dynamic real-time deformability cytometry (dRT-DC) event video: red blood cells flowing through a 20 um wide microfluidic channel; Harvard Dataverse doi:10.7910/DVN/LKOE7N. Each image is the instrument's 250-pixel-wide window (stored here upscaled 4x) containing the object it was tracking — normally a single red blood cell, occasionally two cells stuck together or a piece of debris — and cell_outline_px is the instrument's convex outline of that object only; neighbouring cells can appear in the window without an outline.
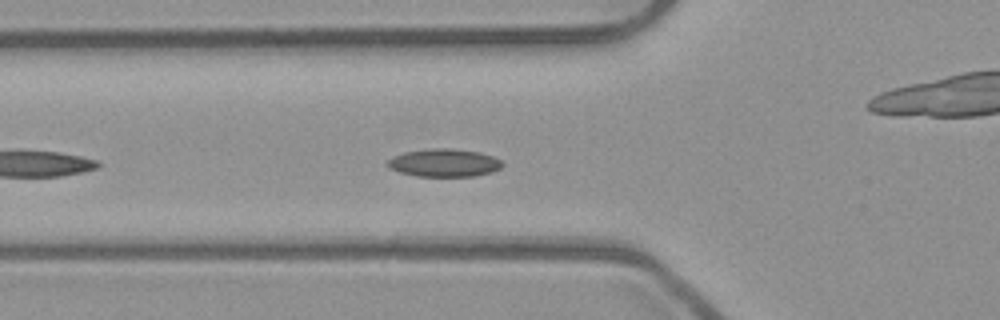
{"species": "common noctule bat (a hibernating species)", "species_latin": "Nyctalus noctula", "temperature_condition": "room temperature", "stored_images_in_passage": 41, "camera_frame_rate_fps": 3000, "um_per_image_px": 0.085, "animal": {"sex": "male", "body_mass_g": 23.1, "forearm_length_mm": 52.7}, "frame": {"image": 1, "passage_image": 6, "time_ms": 1.667, "image_size_px": [1000, 320], "cell_outline_px": [[504, 164], [500, 168], [492, 172], [476, 176], [416, 176], [400, 172], [388, 168], [384, 164], [392, 156], [404, 152], [432, 148], [448, 148], [480, 152], [492, 156], [500, 160]], "centroid_in_image_um": [37.72, 13.84], "position_along_channel_um": 88.1, "area_um2": 18.79}}
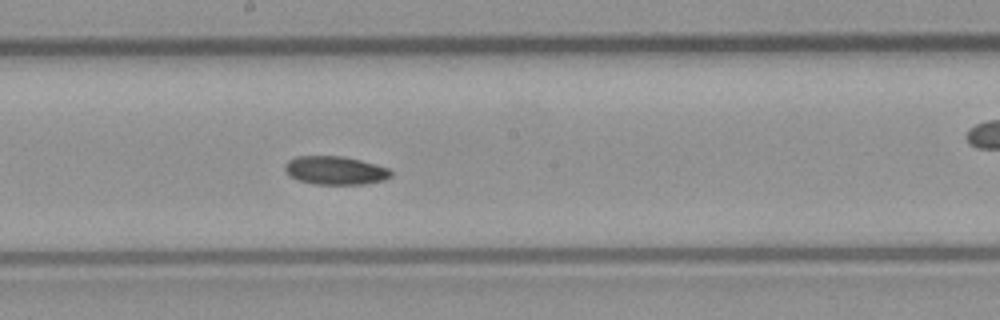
{"frame": {"image": 2, "passage_image": 16, "time_ms": 5.0, "image_size_px": [1000, 320], "cell_outline_px": [[392, 176], [384, 180], [364, 184], [316, 184], [300, 180], [288, 176], [284, 172], [284, 164], [288, 160], [296, 156], [344, 156], [376, 164], [388, 168], [392, 172]], "centroid_in_image_um": [28.47, 14.48], "position_along_channel_um": 219.7, "area_um2": 17.69}}
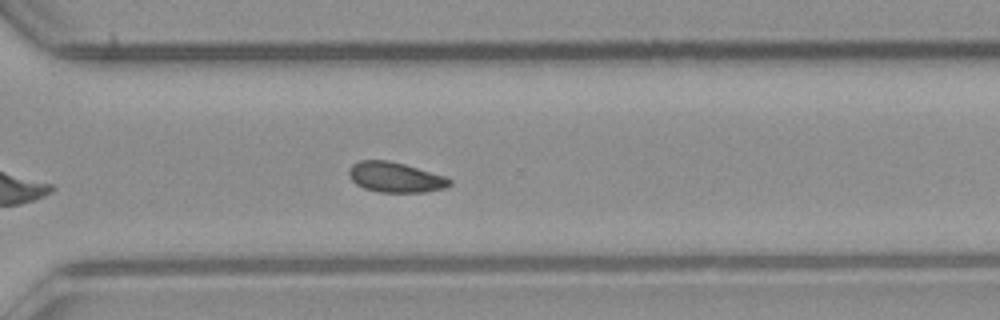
{"frame": {"image": 3, "passage_image": 25, "time_ms": 8.0, "image_size_px": [1000, 320], "cell_outline_px": [[452, 184], [448, 188], [424, 192], [380, 192], [364, 188], [356, 184], [352, 180], [348, 172], [348, 168], [352, 164], [360, 160], [388, 160], [404, 164], [444, 176], [452, 180]], "centroid_in_image_um": [33.61, 15.07], "position_along_channel_um": 337.0, "area_um2": 17.74}}